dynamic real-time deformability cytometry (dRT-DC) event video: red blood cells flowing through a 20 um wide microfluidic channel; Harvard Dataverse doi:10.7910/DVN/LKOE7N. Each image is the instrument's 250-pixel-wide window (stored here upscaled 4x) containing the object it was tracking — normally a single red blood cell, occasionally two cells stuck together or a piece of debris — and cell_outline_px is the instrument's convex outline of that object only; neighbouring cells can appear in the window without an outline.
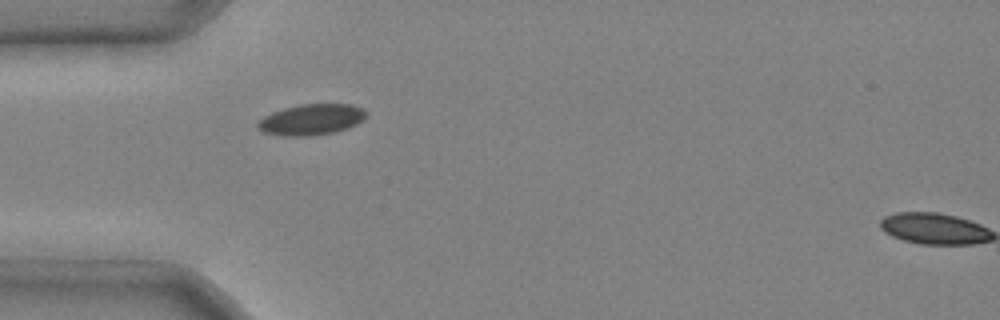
{"species": "common noctule bat (a hibernating species)", "species_latin": "Nyctalus noctula", "temperature_condition": "cold", "stored_images_in_passage": 5, "segment_of_instrument_passage": [1, 2], "camera_frame_rate_fps": 3000, "um_per_image_px": 0.085, "animal": {"sex": "male", "body_mass_g": 20.4}, "frame": {"image": 1, "passage_image": 4, "time_ms": 1.0, "image_size_px": [1000, 320], "cell_outline_px": [[368, 116], [364, 120], [348, 128], [332, 132], [308, 136], [284, 136], [264, 132], [256, 128], [256, 124], [264, 116], [272, 112], [284, 108], [300, 104], [352, 104], [364, 108], [368, 112]], "centroid_in_image_um": [26.5, 10.15], "position_along_channel_um": 58.5, "area_um2": 19.71}}